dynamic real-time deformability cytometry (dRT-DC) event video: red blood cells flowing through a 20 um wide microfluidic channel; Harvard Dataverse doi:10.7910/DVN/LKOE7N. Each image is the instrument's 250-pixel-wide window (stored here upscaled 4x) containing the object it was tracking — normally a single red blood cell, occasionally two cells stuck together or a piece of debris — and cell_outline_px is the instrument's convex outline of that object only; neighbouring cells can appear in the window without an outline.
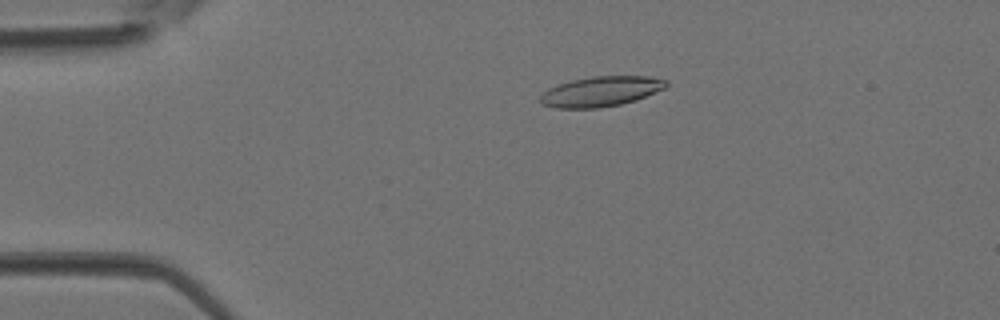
{"species": "Egyptian fruit bat (a non-hibernating species)", "species_latin": "Rousettus aegyptiacus", "temperature_condition": "room temperature", "stored_images_in_passage": 3, "camera_frame_rate_fps": 3000, "um_per_image_px": 0.085, "animal": {"sex": "female"}, "frame": {"image": 1, "passage_image": 3, "time_ms": 0.667, "image_size_px": [1000, 320], "cell_outline_px": [[668, 84], [664, 88], [636, 100], [620, 104], [600, 108], [556, 108], [540, 104], [540, 96], [548, 88], [556, 84], [572, 80], [592, 76], [648, 76], [668, 80]], "centroid_in_image_um": [51.05, 7.77], "position_along_channel_um": 34.0, "area_um2": 22.14}}